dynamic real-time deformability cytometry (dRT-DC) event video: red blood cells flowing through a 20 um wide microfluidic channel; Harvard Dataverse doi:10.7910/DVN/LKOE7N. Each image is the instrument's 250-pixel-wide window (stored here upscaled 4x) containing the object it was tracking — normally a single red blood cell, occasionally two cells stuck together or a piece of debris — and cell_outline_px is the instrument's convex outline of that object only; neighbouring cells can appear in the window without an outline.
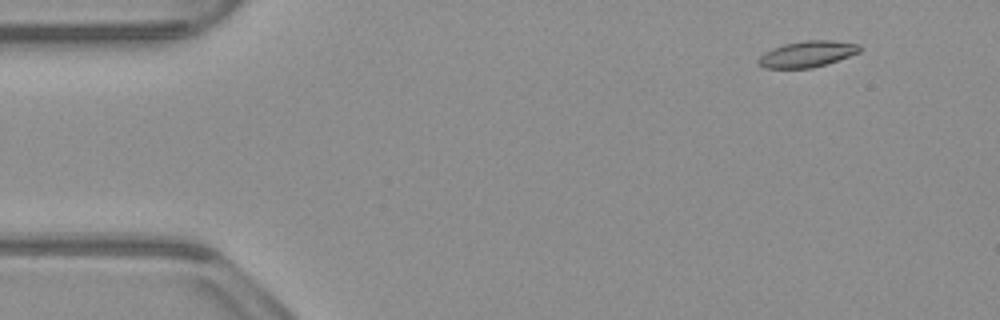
{"species": "common noctule bat (a hibernating species)", "species_latin": "Nyctalus noctula", "temperature_condition": "warm", "stored_images_in_passage": 53, "camera_frame_rate_fps": 3000, "um_per_image_px": 0.085, "animal": {"sex": "male", "body_mass_g": 23.1, "forearm_length_mm": 52.7}, "frame": {"image": 1, "passage_image": 5, "time_ms": 1.333, "image_size_px": [1000, 320], "cell_outline_px": [[864, 48], [860, 52], [812, 68], [764, 68], [756, 60], [764, 52], [772, 48], [784, 44], [804, 40], [832, 40], [860, 44]], "centroid_in_image_um": [68.62, 4.58], "position_along_channel_um": 16.4, "area_um2": 15.43}}
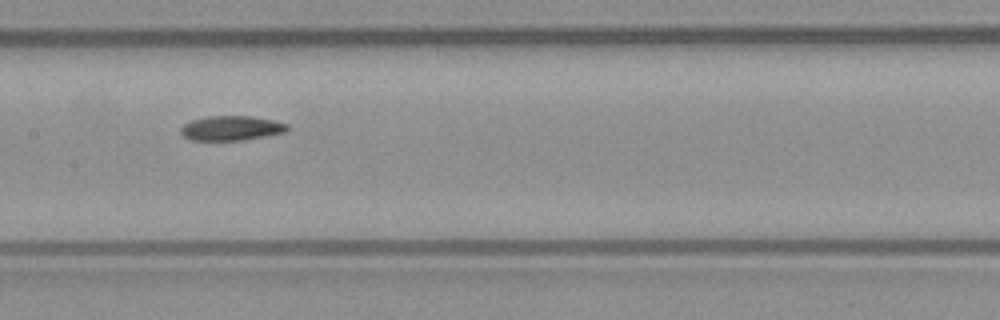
{"frame": {"image": 2, "passage_image": 26, "time_ms": 8.333, "image_size_px": [1000, 320], "cell_outline_px": [[288, 132], [240, 140], [192, 140], [184, 136], [180, 132], [180, 128], [184, 124], [192, 120], [208, 116], [252, 116], [272, 120], [288, 124]], "centroid_in_image_um": [19.67, 10.89], "position_along_channel_um": 187.7, "area_um2": 15.2}}
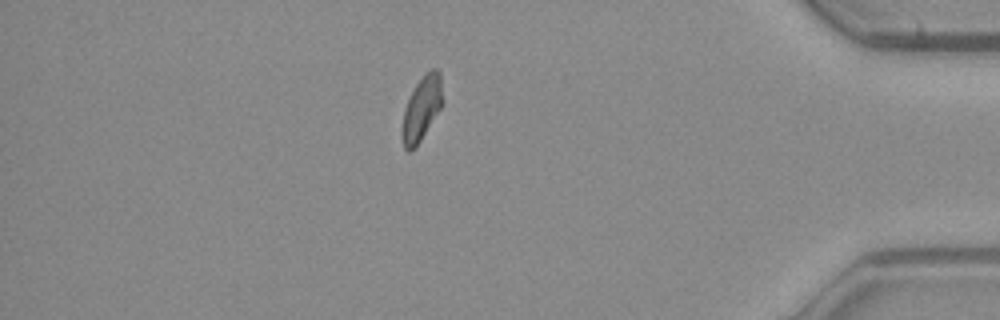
{"frame": {"image": 3, "passage_image": 46, "time_ms": 15.0, "image_size_px": [1000, 320], "cell_outline_px": [[444, 104], [420, 140], [408, 152], [404, 148], [400, 132], [404, 108], [416, 84], [424, 72], [432, 68], [436, 68], [440, 72], [444, 100]], "centroid_in_image_um": [35.86, 9.17], "position_along_channel_um": 399.3, "area_um2": 15.37}, "authors_computed_cell_mechanics": {"area_um2": 15.4326, "velocity_mm_per_s": 3.838, "shape_relaxation_time_tau1_ms": 5.9391, "shape_relaxation_time_tau2_ms": 5.5611, "deformation_change_tau1": 0.1689, "deformation_change_tau2": 0.118}}